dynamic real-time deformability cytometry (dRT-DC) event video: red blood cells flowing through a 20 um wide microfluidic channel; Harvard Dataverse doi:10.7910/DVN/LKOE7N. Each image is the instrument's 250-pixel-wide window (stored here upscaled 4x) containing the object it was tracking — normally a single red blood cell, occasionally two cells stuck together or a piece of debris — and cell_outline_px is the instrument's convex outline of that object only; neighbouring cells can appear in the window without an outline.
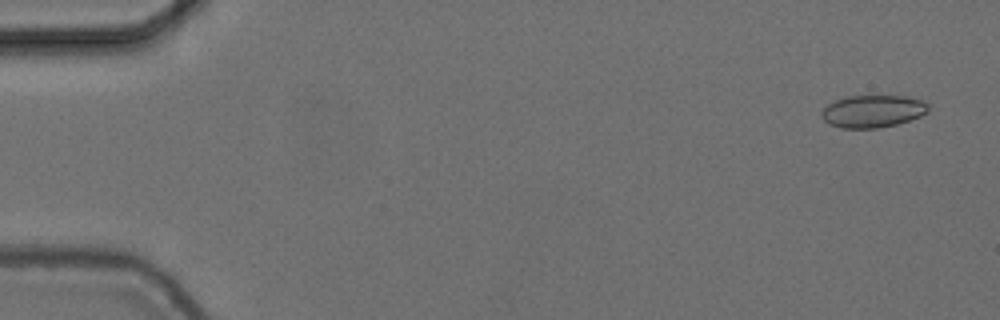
{"species": "common noctule bat (a hibernating species)", "species_latin": "Nyctalus noctula", "temperature_condition": "cold", "stored_images_in_passage": 49, "camera_frame_rate_fps": 3000, "um_per_image_px": 0.085, "animal": {"sex": "female", "body_mass_g": 24.6, "forearm_length_mm": 56.2}, "frame": {"image": 1, "passage_image": 2, "time_ms": 0.333, "image_size_px": [1000, 320], "cell_outline_px": [[928, 112], [920, 116], [896, 124], [876, 128], [840, 128], [828, 124], [820, 116], [820, 112], [828, 104], [836, 100], [848, 96], [904, 96], [920, 100], [928, 104]], "centroid_in_image_um": [74.14, 9.46], "position_along_channel_um": 10.9, "area_um2": 20.06}}
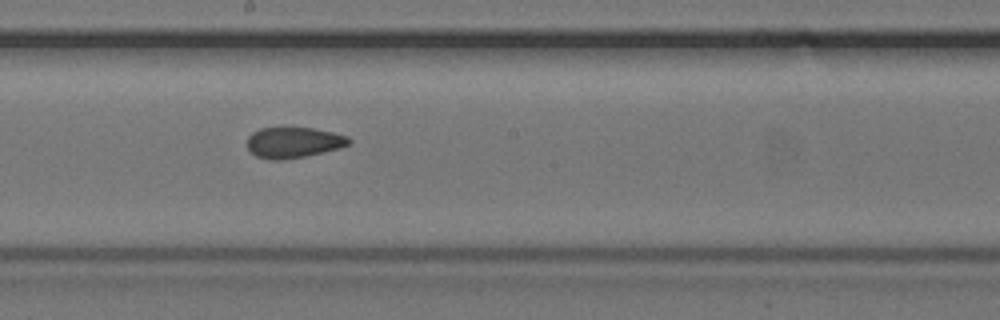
{"frame": {"image": 2, "passage_image": 30, "time_ms": 9.667, "image_size_px": [1000, 320], "cell_outline_px": [[352, 140], [348, 144], [340, 148], [324, 152], [284, 160], [268, 160], [256, 156], [248, 148], [248, 136], [252, 132], [260, 128], [312, 128], [332, 132], [348, 136]], "centroid_in_image_um": [24.95, 12.12], "position_along_channel_um": 223.3, "area_um2": 18.21}}
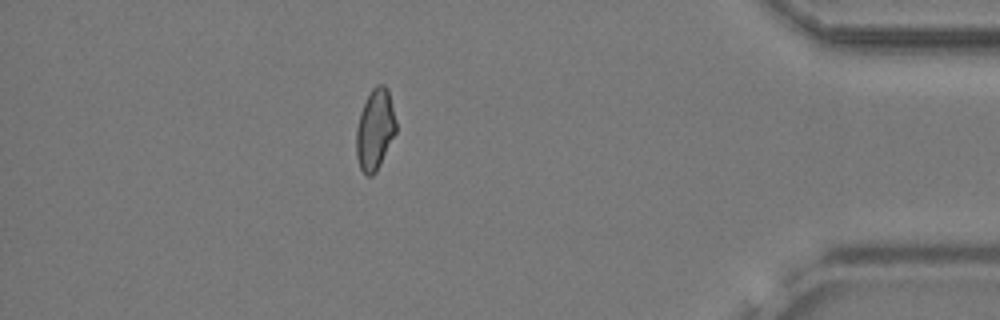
{"frame": {"image": 3, "passage_image": 48, "time_ms": 15.667, "image_size_px": [1000, 320], "cell_outline_px": [[396, 132], [376, 172], [372, 176], [368, 176], [360, 168], [356, 156], [356, 128], [360, 112], [372, 88], [376, 84], [384, 84], [388, 88], [396, 120]], "centroid_in_image_um": [31.87, 10.99], "position_along_channel_um": 403.3, "area_um2": 18.73}}